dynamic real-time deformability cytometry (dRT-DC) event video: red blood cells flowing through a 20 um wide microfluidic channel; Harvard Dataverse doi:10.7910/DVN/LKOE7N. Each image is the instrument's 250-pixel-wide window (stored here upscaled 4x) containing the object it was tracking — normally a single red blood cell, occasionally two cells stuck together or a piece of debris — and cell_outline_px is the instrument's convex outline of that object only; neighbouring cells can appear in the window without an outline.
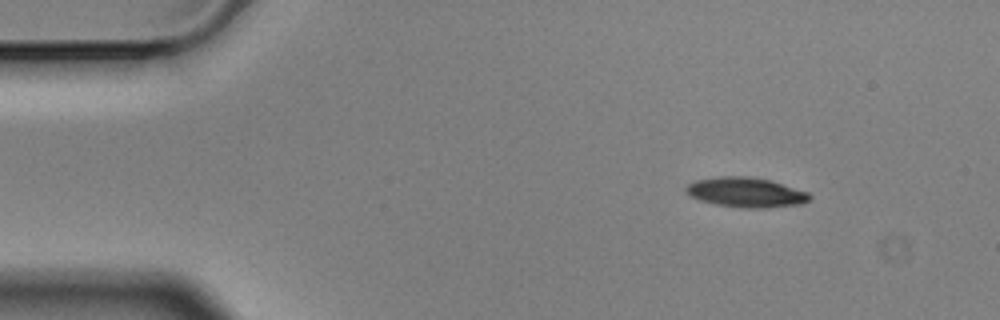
{"species": "Egyptian fruit bat (a non-hibernating species)", "species_latin": "Rousettus aegyptiacus", "temperature_condition": "cold", "stored_images_in_passage": 51, "camera_frame_rate_fps": 3000, "um_per_image_px": 0.085, "animal": {"sex": "male"}, "frame": {"image": 1, "passage_image": 1, "time_ms": 0.0, "image_size_px": [1000, 320], "cell_outline_px": [[812, 196], [808, 200], [800, 204], [768, 208], [740, 208], [716, 204], [700, 200], [692, 196], [684, 188], [688, 184], [696, 180], [720, 176], [748, 176], [768, 180], [808, 192]], "centroid_in_image_um": [63.4, 16.35], "position_along_channel_um": 21.6, "area_um2": 21.27}}
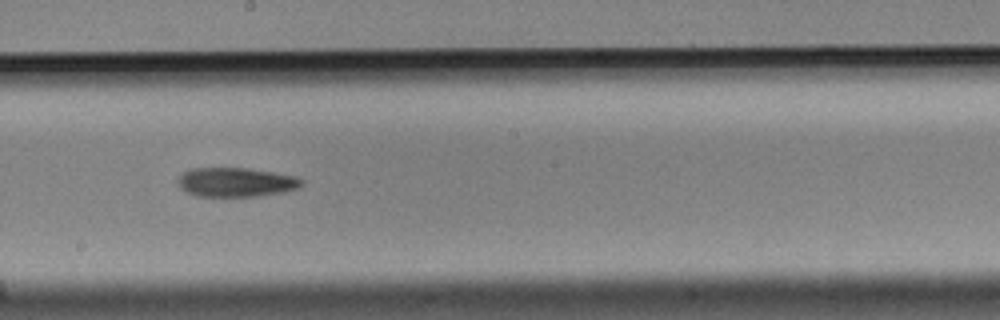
{"frame": {"image": 2, "passage_image": 25, "time_ms": 8.0, "image_size_px": [1000, 320], "cell_outline_px": [[304, 184], [296, 188], [284, 192], [260, 196], [196, 196], [180, 188], [176, 180], [184, 172], [192, 168], [248, 168], [296, 176], [304, 180]], "centroid_in_image_um": [20.07, 15.48], "position_along_channel_um": 228.1, "area_um2": 21.1}}
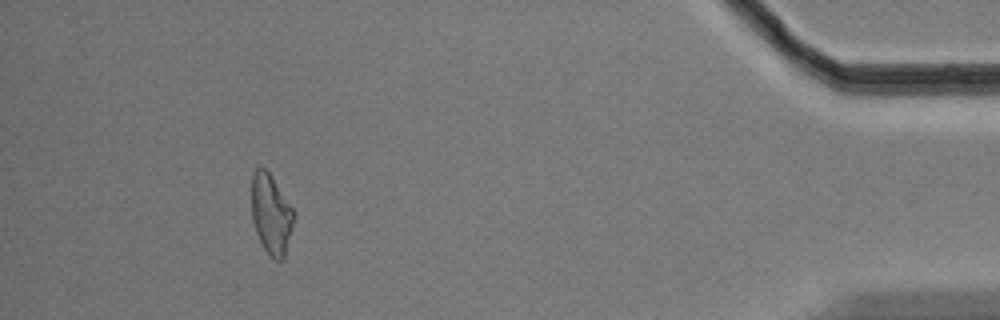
{"frame": {"image": 3, "passage_image": 46, "time_ms": 15.0, "image_size_px": [1000, 320], "cell_outline_px": [[296, 216], [284, 260], [276, 260], [264, 248], [256, 232], [252, 220], [252, 172], [256, 168], [264, 168], [272, 176], [296, 212]], "centroid_in_image_um": [23.08, 18.19], "position_along_channel_um": 412.1, "area_um2": 19.88}, "authors_computed_cell_mechanics": {"area_um2": 21.0392, "velocity_mm_per_s": 3.5138, "shape_relaxation_time_tau1_ms": 3.4662, "shape_relaxation_time_tau2_ms": null, "deformation_change_tau1": 0.1341, "deformation_change_tau2": null}}